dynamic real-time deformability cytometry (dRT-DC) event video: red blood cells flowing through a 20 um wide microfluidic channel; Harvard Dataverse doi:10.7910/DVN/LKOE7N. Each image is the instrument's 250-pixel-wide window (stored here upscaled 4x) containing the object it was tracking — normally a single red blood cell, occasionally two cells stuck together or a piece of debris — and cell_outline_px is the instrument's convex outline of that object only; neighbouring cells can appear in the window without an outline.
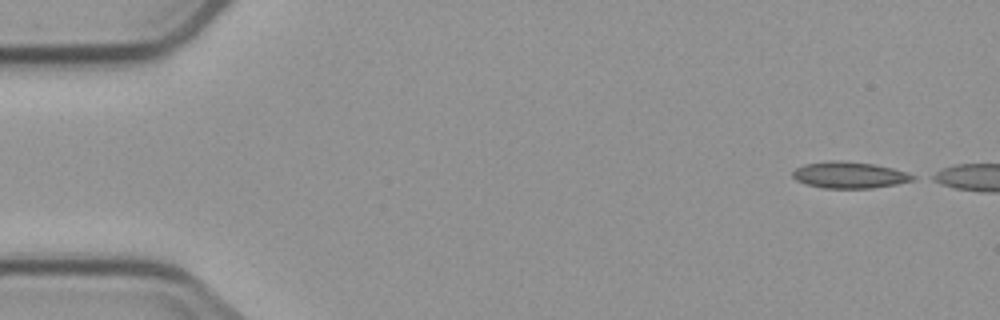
{"species": "common noctule bat (a hibernating species)", "species_latin": "Nyctalus noctula", "temperature_condition": "cold", "stored_images_in_passage": 4, "segment_of_instrument_passage": [2, 2], "camera_frame_rate_fps": 3000, "um_per_image_px": 0.085, "animal": {"sex": "male", "body_mass_g": 23.1, "forearm_length_mm": 52.7}, "frame": {"image": 1, "passage_image": 4, "time_ms": 4.667, "image_size_px": [1000, 320], "cell_outline_px": [[916, 180], [896, 184], [872, 188], [824, 188], [804, 184], [796, 180], [792, 176], [792, 172], [796, 168], [804, 164], [832, 160], [872, 164], [892, 168], [908, 172], [916, 176]], "centroid_in_image_um": [72.2, 14.88], "position_along_channel_um": 12.8, "area_um2": 18.5}}